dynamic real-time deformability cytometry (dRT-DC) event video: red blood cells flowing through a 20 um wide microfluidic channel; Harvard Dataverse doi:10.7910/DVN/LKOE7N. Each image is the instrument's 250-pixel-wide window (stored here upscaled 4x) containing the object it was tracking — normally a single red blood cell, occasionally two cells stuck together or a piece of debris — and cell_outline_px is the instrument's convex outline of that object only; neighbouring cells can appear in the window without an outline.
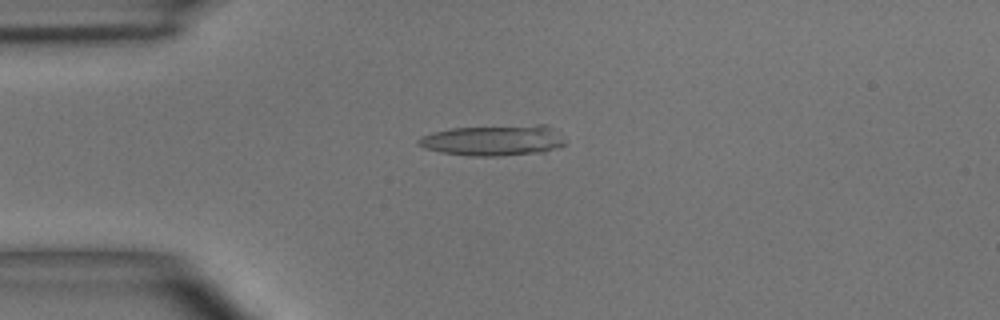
{"species": "common noctule bat (a hibernating species)", "species_latin": "Nyctalus noctula", "temperature_condition": "room temperature", "stored_images_in_passage": 5, "camera_frame_rate_fps": 3000, "um_per_image_px": 0.085, "animal": {"sex": "male", "body_mass_g": 15.6}, "frame": {"image": 1, "passage_image": 4, "time_ms": 3.333, "image_size_px": [1000, 320], "cell_outline_px": [[564, 144], [560, 148], [544, 152], [500, 156], [472, 156], [440, 152], [424, 148], [416, 144], [416, 140], [420, 136], [432, 132], [452, 128], [536, 124], [544, 124]], "centroid_in_image_um": [41.82, 11.94], "position_along_channel_um": 43.2, "area_um2": 26.07}}